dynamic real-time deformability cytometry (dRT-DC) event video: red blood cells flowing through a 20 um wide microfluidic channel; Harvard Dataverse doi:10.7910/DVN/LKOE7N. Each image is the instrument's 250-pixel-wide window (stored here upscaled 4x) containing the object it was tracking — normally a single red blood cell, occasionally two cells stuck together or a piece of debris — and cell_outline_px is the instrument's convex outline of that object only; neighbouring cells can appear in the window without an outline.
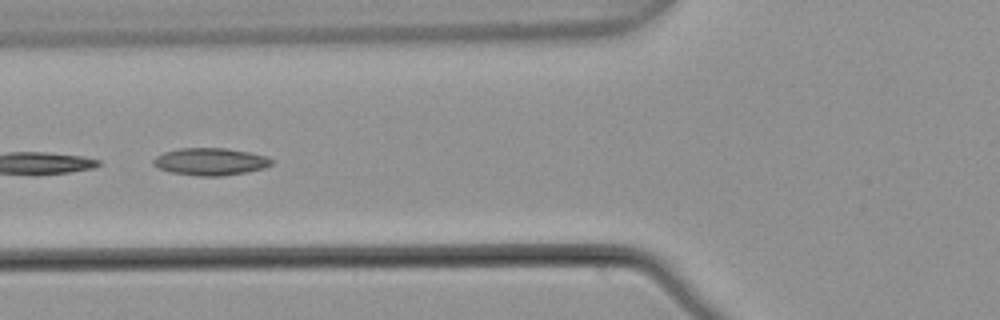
{"species": "common noctule bat (a hibernating species)", "species_latin": "Nyctalus noctula", "temperature_condition": "warm", "stored_images_in_passage": 6, "segment_of_instrument_passage": [2, 2], "camera_frame_rate_fps": 3000, "um_per_image_px": 0.085, "animal": {"sex": "male", "body_mass_g": 21.5, "forearm_length_mm": 52.0}, "frame": {"image": 1, "passage_image": 4, "time_ms": 1.0, "image_size_px": [1000, 320], "cell_outline_px": [[272, 164], [264, 168], [248, 172], [220, 176], [196, 176], [172, 172], [160, 168], [152, 164], [152, 160], [156, 156], [164, 152], [180, 148], [224, 148], [248, 152], [264, 156], [272, 160]], "centroid_in_image_um": [17.86, 13.74], "position_along_channel_um": 107.9, "area_um2": 18.67}}